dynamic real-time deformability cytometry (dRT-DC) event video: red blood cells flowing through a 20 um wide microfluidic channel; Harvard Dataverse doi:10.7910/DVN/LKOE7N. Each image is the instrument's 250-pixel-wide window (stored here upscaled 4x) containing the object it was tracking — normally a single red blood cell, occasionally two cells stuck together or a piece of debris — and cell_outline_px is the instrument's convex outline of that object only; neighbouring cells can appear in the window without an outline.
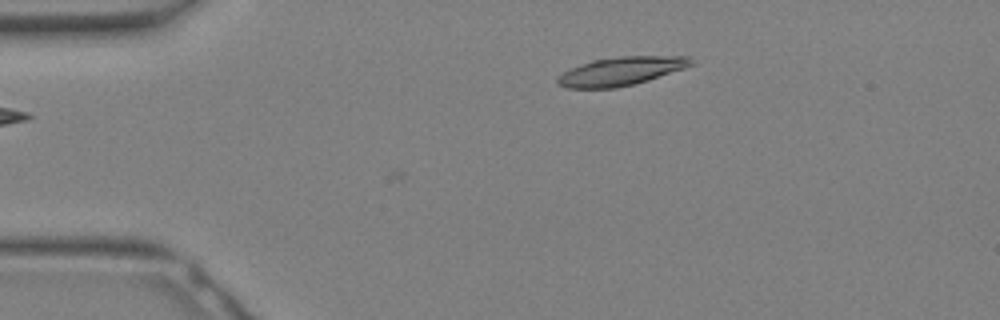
{"species": "Egyptian fruit bat (a non-hibernating species)", "species_latin": "Rousettus aegyptiacus", "temperature_condition": "warm", "stored_images_in_passage": 16, "camera_frame_rate_fps": 3000, "um_per_image_px": 0.085, "animal": {"sex": "female"}, "frame": {"image": 1, "passage_image": 1, "time_ms": 0.0, "image_size_px": [1000, 320], "cell_outline_px": [[692, 64], [684, 68], [632, 84], [616, 88], [568, 88], [556, 84], [556, 76], [580, 64], [592, 60], [620, 56], [688, 56], [692, 60]], "centroid_in_image_um": [52.71, 6.05], "position_along_channel_um": 32.3, "area_um2": 21.85}}
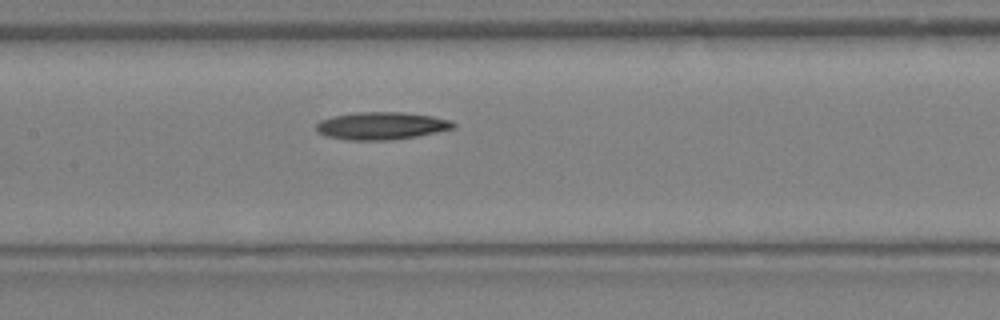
{"frame": {"image": 2, "passage_image": 10, "time_ms": 3.0, "image_size_px": [1000, 320], "cell_outline_px": [[456, 128], [416, 136], [388, 140], [348, 140], [324, 136], [316, 132], [316, 124], [320, 120], [332, 116], [356, 112], [404, 112], [432, 116], [448, 120], [456, 124]], "centroid_in_image_um": [32.37, 10.69], "position_along_channel_um": 175.0, "area_um2": 22.08}}
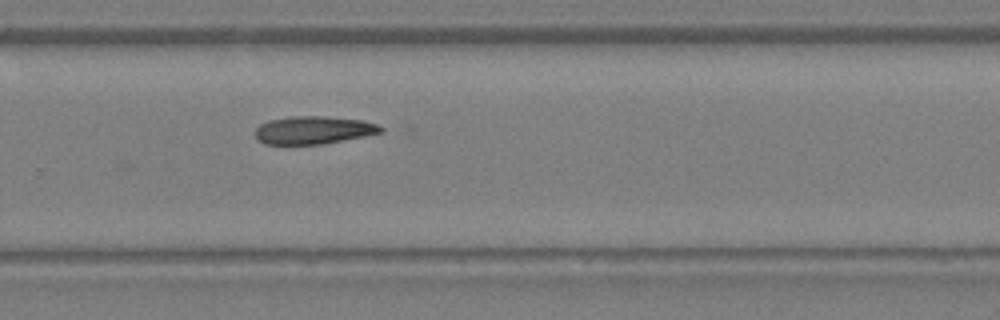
{"frame": {"image": 3, "passage_image": 16, "time_ms": 5.0, "image_size_px": [1000, 320], "cell_outline_px": [[384, 132], [364, 136], [320, 144], [264, 144], [256, 140], [256, 128], [260, 124], [268, 120], [292, 116], [324, 116], [360, 120], [376, 124], [384, 128]], "centroid_in_image_um": [26.61, 11.06], "position_along_channel_um": 303.2, "area_um2": 20.29}}